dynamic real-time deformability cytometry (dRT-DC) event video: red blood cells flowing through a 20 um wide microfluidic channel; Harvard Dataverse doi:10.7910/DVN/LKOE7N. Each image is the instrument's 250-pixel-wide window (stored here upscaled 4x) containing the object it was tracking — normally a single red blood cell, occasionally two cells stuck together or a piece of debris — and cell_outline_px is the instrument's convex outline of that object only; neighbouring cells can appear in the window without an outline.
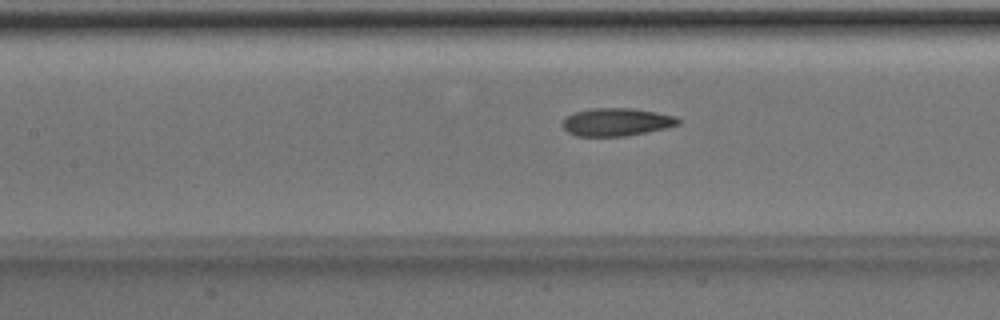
{"species": "Egyptian fruit bat (a non-hibernating species)", "species_latin": "Rousettus aegyptiacus", "temperature_condition": "room temperature", "stored_images_in_passage": 36, "camera_frame_rate_fps": 3000, "um_per_image_px": 0.085, "animal": {"sex": "male"}, "frame": {"image": 1, "passage_image": 17, "time_ms": 5.333, "image_size_px": [1000, 320], "cell_outline_px": [[680, 124], [664, 128], [624, 136], [576, 136], [568, 132], [560, 124], [564, 116], [576, 112], [592, 108], [632, 108], [676, 116], [680, 120]], "centroid_in_image_um": [52.35, 10.37], "position_along_channel_um": 155.1, "area_um2": 18.73}}
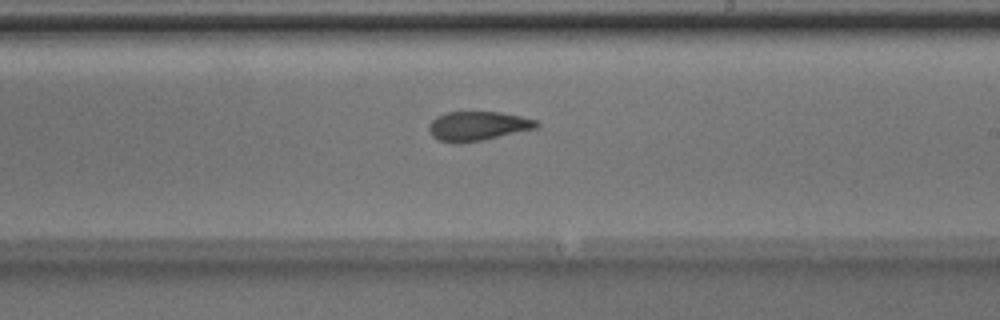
{"frame": {"image": 2, "passage_image": 24, "time_ms": 7.667, "image_size_px": [1000, 320], "cell_outline_px": [[540, 124], [536, 128], [484, 140], [460, 144], [452, 144], [440, 140], [432, 136], [428, 128], [428, 124], [436, 116], [444, 112], [500, 112], [520, 116], [536, 120]], "centroid_in_image_um": [40.56, 10.72], "position_along_channel_um": 248.4, "area_um2": 18.55}}
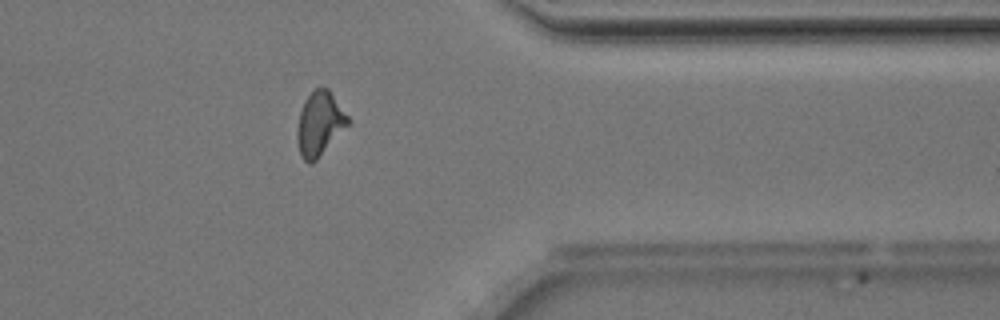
{"frame": {"image": 3, "passage_image": 35, "time_ms": 11.333, "image_size_px": [1000, 320], "cell_outline_px": [[348, 124], [316, 160], [312, 164], [308, 164], [300, 156], [296, 136], [296, 132], [300, 112], [304, 100], [316, 88], [328, 88], [348, 116]], "centroid_in_image_um": [27.13, 10.53], "position_along_channel_um": 384.3, "area_um2": 18.61}}